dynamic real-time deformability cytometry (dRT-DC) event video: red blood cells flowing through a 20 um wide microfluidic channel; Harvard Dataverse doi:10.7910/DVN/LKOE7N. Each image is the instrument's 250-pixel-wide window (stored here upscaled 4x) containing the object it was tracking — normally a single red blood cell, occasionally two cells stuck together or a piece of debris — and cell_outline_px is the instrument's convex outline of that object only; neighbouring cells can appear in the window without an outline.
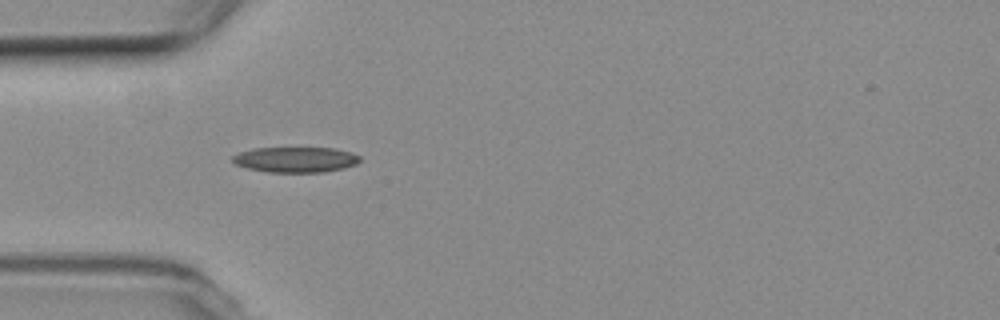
{"species": "common noctule bat (a hibernating species)", "species_latin": "Nyctalus noctula", "temperature_condition": "room temperature", "stored_images_in_passage": 2, "camera_frame_rate_fps": 3000, "um_per_image_px": 0.085, "animal": {"sex": "female", "body_mass_g": 19.3, "forearm_length_mm": 54.1}, "frame": {"image": 1, "passage_image": 1, "time_ms": 0.0, "image_size_px": [1000, 320], "cell_outline_px": [[360, 160], [356, 164], [344, 168], [324, 172], [268, 172], [248, 168], [236, 164], [232, 160], [232, 156], [240, 152], [252, 148], [336, 148], [352, 152], [360, 156]], "centroid_in_image_um": [25.15, 13.56], "position_along_channel_um": 59.9, "area_um2": 18.9}}
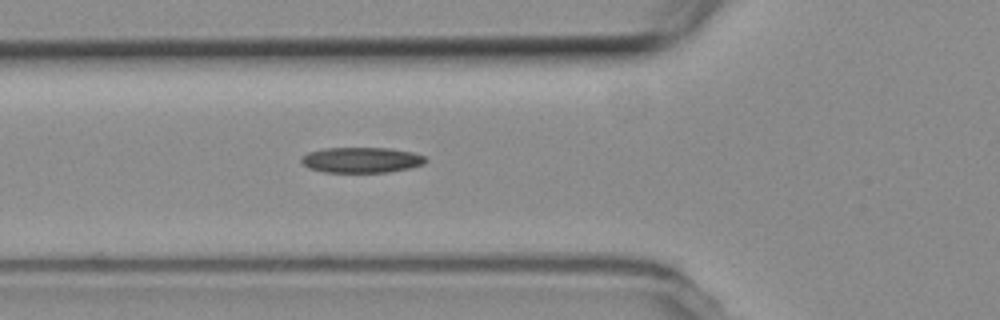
{"frame": {"image": 2, "passage_image": 2, "time_ms": 1.0, "image_size_px": [1000, 320], "cell_outline_px": [[428, 160], [424, 164], [408, 168], [388, 172], [324, 172], [308, 168], [300, 160], [308, 152], [324, 148], [388, 148], [412, 152], [424, 156]], "centroid_in_image_um": [30.73, 13.6], "position_along_channel_um": 95.1, "area_um2": 18.38}}